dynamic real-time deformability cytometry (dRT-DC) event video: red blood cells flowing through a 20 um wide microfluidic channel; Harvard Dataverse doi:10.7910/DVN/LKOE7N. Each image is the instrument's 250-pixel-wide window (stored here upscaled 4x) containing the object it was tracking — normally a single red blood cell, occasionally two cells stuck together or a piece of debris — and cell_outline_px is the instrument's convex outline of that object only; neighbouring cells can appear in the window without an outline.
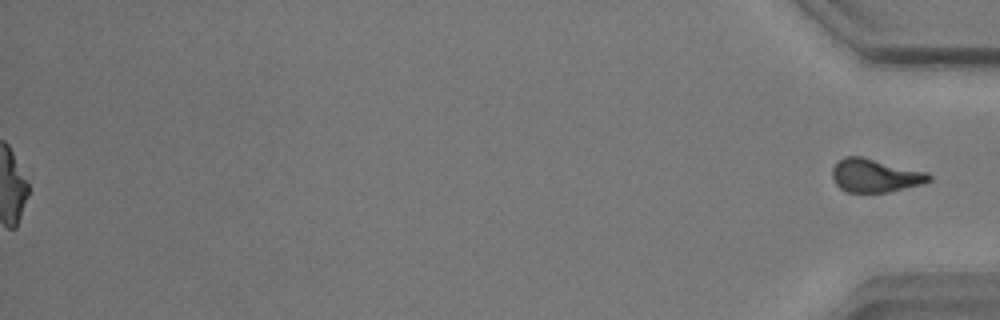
{"species": "common noctule bat (a hibernating species)", "species_latin": "Nyctalus noctula", "temperature_condition": "warm", "stored_images_in_passage": 45, "segment_of_instrument_passage": [2, 2], "camera_frame_rate_fps": 3000, "um_per_image_px": 0.085, "animal": {"sex": "male", "body_mass_g": 17.9}, "frame": {"image": 1, "passage_image": 45, "time_ms": 14.667, "image_size_px": [1000, 320], "cell_outline_px": [[932, 180], [920, 184], [888, 192], [848, 192], [840, 188], [836, 184], [832, 176], [832, 168], [836, 160], [844, 156], [860, 156], [928, 172], [932, 176]], "centroid_in_image_um": [74.36, 14.91], "position_along_channel_um": 360.8, "area_um2": 18.79}}